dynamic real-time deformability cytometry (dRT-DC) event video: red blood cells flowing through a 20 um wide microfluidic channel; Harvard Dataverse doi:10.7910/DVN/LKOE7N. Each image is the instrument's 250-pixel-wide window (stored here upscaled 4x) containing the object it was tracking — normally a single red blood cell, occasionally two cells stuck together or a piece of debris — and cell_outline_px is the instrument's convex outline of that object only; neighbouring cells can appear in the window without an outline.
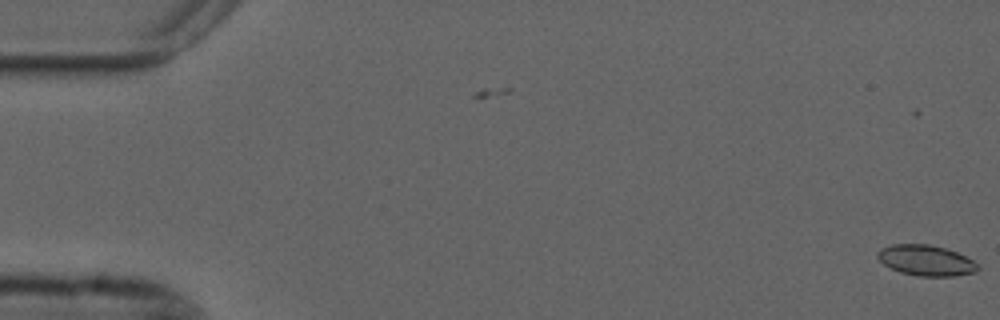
{"species": "common noctule bat (a hibernating species)", "species_latin": "Nyctalus noctula", "temperature_condition": "cold", "stored_images_in_passage": 5, "camera_frame_rate_fps": 3000, "um_per_image_px": 0.085, "animal": {"sex": "male", "forearm_length_mm": 52.5}, "frame": {"image": 1, "passage_image": 5, "time_ms": 1.333, "image_size_px": [1000, 320], "cell_outline_px": [[980, 268], [976, 272], [952, 276], [916, 276], [900, 272], [884, 264], [876, 256], [876, 252], [880, 248], [892, 244], [928, 244], [944, 248], [956, 252], [980, 264]], "centroid_in_image_um": [78.7, 22.13], "position_along_channel_um": 6.3, "area_um2": 17.92}}